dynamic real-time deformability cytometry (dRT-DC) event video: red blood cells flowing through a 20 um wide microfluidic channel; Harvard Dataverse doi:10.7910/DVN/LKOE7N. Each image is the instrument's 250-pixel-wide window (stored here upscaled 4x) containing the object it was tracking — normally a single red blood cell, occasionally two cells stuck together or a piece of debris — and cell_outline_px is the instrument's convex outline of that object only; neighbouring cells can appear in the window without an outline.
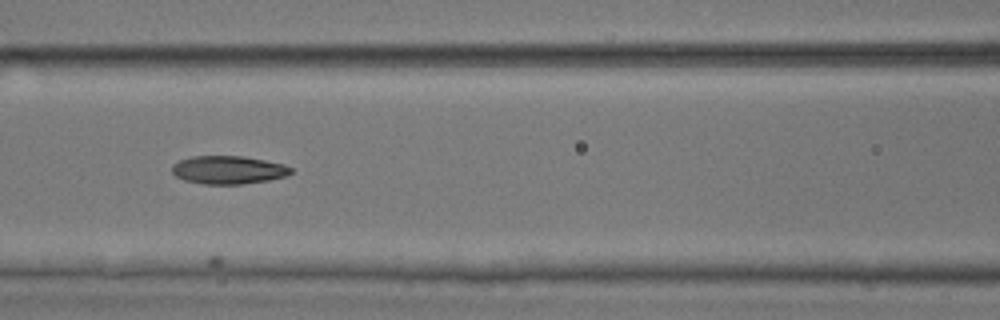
{"species": "common noctule bat (a hibernating species)", "species_latin": "Nyctalus noctula", "temperature_condition": "room temperature", "stored_images_in_passage": 8, "camera_frame_rate_fps": 3000, "um_per_image_px": 0.085, "animal": {"sex": "male", "body_mass_g": 17.9, "forearm_length_mm": 54.2}, "frame": {"image": 1, "passage_image": 7, "time_ms": 2.0, "image_size_px": [1000, 320], "cell_outline_px": [[292, 172], [284, 176], [268, 180], [244, 184], [204, 184], [184, 180], [176, 176], [172, 172], [172, 164], [180, 160], [192, 156], [244, 156], [284, 164], [292, 168]], "centroid_in_image_um": [19.39, 14.44], "position_along_channel_um": 147.2, "area_um2": 19.48}}